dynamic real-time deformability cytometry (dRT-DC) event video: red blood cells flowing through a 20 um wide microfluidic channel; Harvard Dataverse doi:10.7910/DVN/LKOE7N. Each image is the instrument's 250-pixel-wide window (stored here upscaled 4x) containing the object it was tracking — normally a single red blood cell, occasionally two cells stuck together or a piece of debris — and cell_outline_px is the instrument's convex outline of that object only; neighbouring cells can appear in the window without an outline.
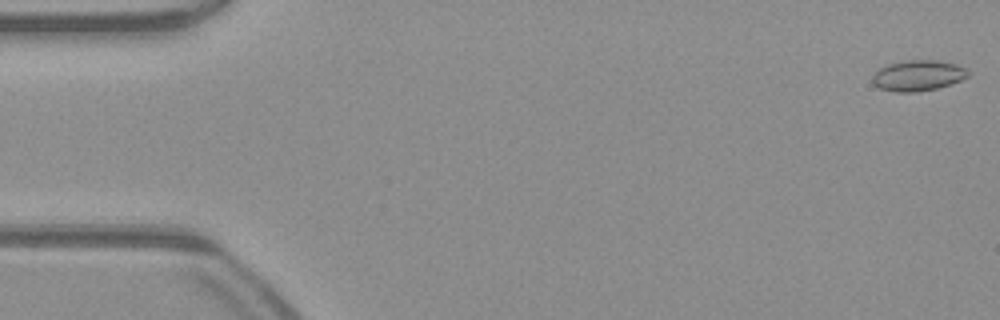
{"species": "common noctule bat (a hibernating species)", "species_latin": "Nyctalus noctula", "temperature_condition": "warm", "stored_images_in_passage": 51, "camera_frame_rate_fps": 3000, "um_per_image_px": 0.085, "animal": {"sex": "male", "body_mass_g": 23.1, "forearm_length_mm": 52.7}, "frame": {"image": 1, "passage_image": 1, "time_ms": 0.0, "image_size_px": [1000, 320], "cell_outline_px": [[968, 76], [960, 80], [936, 88], [916, 92], [896, 92], [880, 88], [872, 84], [872, 76], [880, 68], [888, 64], [908, 60], [936, 60], [956, 64], [968, 68]], "centroid_in_image_um": [78.02, 6.41], "position_along_channel_um": 7.0, "area_um2": 16.99}}
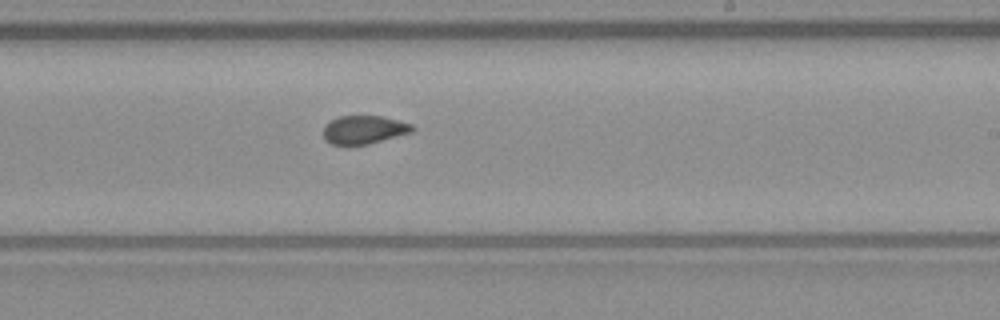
{"frame": {"image": 2, "passage_image": 30, "time_ms": 9.667, "image_size_px": [1000, 320], "cell_outline_px": [[416, 128], [412, 132], [368, 144], [348, 148], [344, 148], [332, 144], [324, 140], [324, 124], [340, 116], [384, 116], [412, 124]], "centroid_in_image_um": [30.9, 11.06], "position_along_channel_um": 258.1, "area_um2": 15.2}}
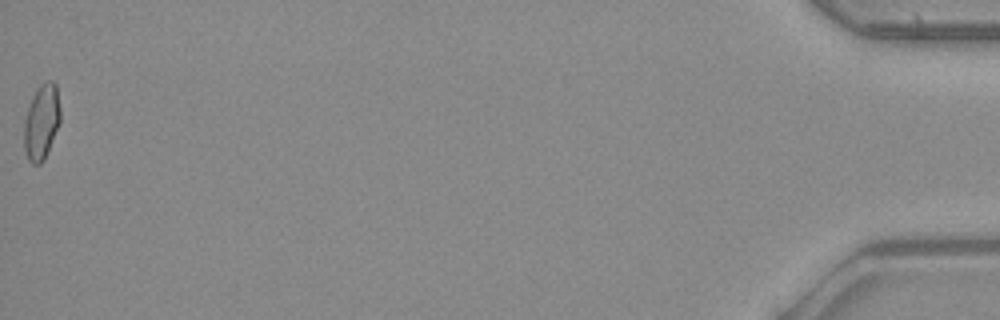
{"frame": {"image": 3, "passage_image": 51, "time_ms": 16.667, "image_size_px": [1000, 320], "cell_outline_px": [[60, 120], [44, 160], [40, 164], [32, 164], [28, 160], [24, 148], [24, 120], [32, 96], [36, 88], [44, 80], [52, 80], [56, 84], [60, 108]], "centroid_in_image_um": [3.52, 10.33], "position_along_channel_um": 431.7, "area_um2": 15.95}, "authors_computed_cell_mechanics": {"area_um2": 15.6638, "velocity_mm_per_s": 4.0754, "shape_relaxation_time_tau1_ms": null, "shape_relaxation_time_tau2_ms": 0.7406, "deformation_change_tau1": null, "deformation_change_tau2": 0.0438}}